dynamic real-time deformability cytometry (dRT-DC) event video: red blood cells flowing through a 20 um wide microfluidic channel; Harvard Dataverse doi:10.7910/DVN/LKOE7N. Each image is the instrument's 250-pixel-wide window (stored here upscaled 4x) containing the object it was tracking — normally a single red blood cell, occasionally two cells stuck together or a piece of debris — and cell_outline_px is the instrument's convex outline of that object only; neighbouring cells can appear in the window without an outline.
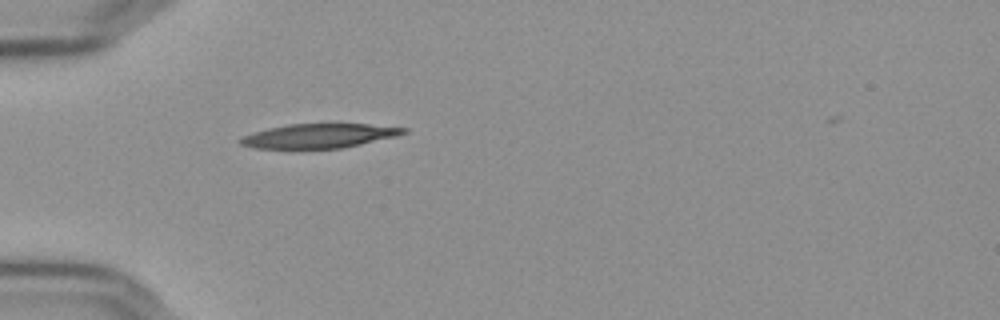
{"species": "Egyptian fruit bat (a non-hibernating species)", "species_latin": "Rousettus aegyptiacus", "temperature_condition": "cold", "stored_images_in_passage": 1, "camera_frame_rate_fps": 3000, "um_per_image_px": 0.085, "frame": {"image": 1, "passage_image": 1, "time_ms": 0.0, "image_size_px": [1000, 320], "cell_outline_px": [[408, 132], [396, 136], [360, 144], [340, 148], [252, 148], [240, 144], [236, 140], [240, 136], [252, 132], [268, 128], [288, 124], [368, 124], [408, 128]], "centroid_in_image_um": [27.05, 11.54], "position_along_channel_um": 57.9, "area_um2": 23.06}}